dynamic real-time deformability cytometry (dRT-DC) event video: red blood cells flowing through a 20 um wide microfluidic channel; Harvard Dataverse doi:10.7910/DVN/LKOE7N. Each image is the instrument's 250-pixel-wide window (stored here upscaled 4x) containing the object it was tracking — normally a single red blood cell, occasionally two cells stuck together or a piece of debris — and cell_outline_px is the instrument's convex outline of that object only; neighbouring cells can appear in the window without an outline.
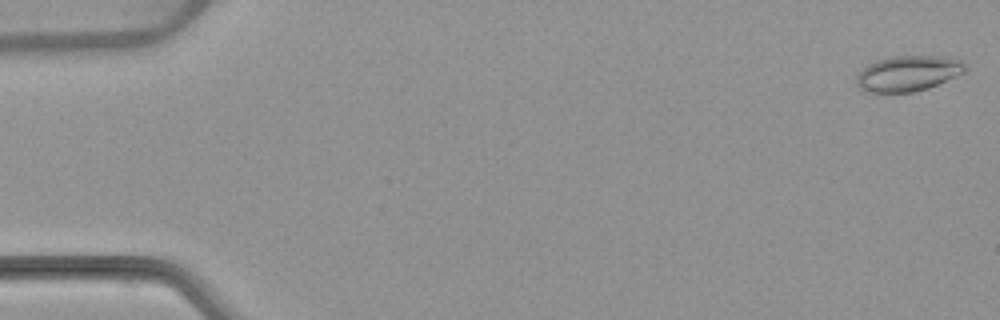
{"species": "common noctule bat (a hibernating species)", "species_latin": "Nyctalus noctula", "temperature_condition": "warm", "stored_images_in_passage": 53, "camera_frame_rate_fps": 3000, "um_per_image_px": 0.085, "animal": {"sex": "female", "body_mass_g": 22.7, "forearm_length_mm": 54.2}, "frame": {"image": 1, "passage_image": 1, "time_ms": 0.0, "image_size_px": [1000, 320], "cell_outline_px": [[968, 68], [964, 72], [928, 88], [912, 92], [864, 92], [856, 84], [856, 76], [868, 64], [876, 60], [888, 56], [944, 56], [960, 60]], "centroid_in_image_um": [77.16, 6.23], "position_along_channel_um": 7.8, "area_um2": 22.48}}
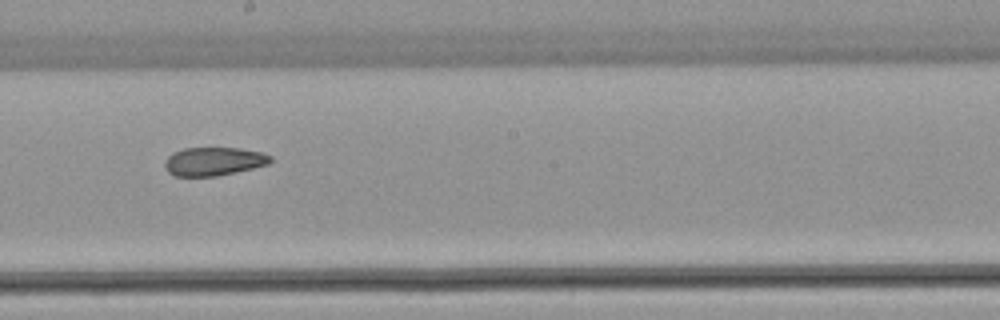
{"frame": {"image": 2, "passage_image": 30, "time_ms": 9.667, "image_size_px": [1000, 320], "cell_outline_px": [[272, 160], [268, 164], [236, 172], [216, 176], [176, 176], [168, 172], [164, 168], [164, 160], [172, 152], [184, 148], [240, 148], [264, 152], [272, 156]], "centroid_in_image_um": [18.16, 13.71], "position_along_channel_um": 230.0, "area_um2": 17.69}}
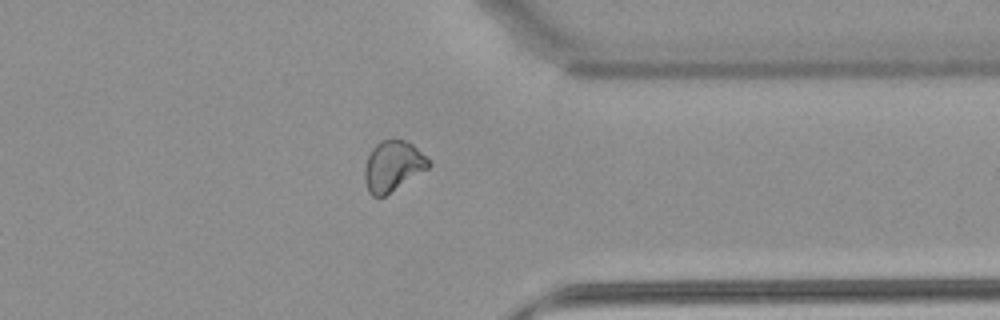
{"frame": {"image": 3, "passage_image": 42, "time_ms": 13.667, "image_size_px": [1000, 320], "cell_outline_px": [[432, 164], [428, 168], [384, 196], [372, 196], [368, 192], [364, 180], [364, 168], [368, 156], [372, 148], [380, 140], [404, 140], [412, 144]], "centroid_in_image_um": [33.35, 14.12], "position_along_channel_um": 378.0, "area_um2": 18.5}, "authors_computed_cell_mechanics": {"area_um2": 19.5364, "velocity_mm_per_s": 3.8505, "shape_relaxation_time_tau1_ms": null, "shape_relaxation_time_tau2_ms": 5.4964, "deformation_change_tau1": null, "deformation_change_tau2": 0.1218}}